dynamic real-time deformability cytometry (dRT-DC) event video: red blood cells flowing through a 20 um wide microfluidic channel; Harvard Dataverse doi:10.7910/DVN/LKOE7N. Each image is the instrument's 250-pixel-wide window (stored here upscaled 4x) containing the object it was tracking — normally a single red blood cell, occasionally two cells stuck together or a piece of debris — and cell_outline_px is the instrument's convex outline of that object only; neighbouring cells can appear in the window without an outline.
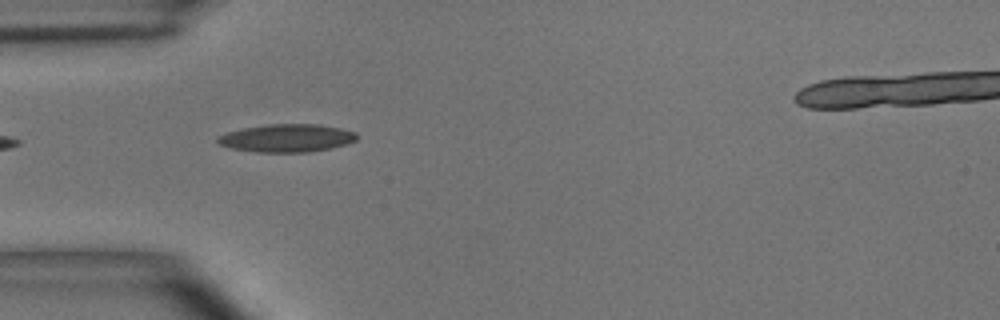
{"species": "common noctule bat (a hibernating species)", "species_latin": "Nyctalus noctula", "temperature_condition": "room temperature", "stored_images_in_passage": 5, "camera_frame_rate_fps": 3000, "um_per_image_px": 0.085, "animal": {"sex": "male", "body_mass_g": 15.6}, "frame": {"image": 1, "passage_image": 4, "time_ms": 3.667, "image_size_px": [1000, 320], "cell_outline_px": [[360, 136], [356, 140], [348, 144], [332, 148], [308, 152], [256, 152], [232, 148], [220, 144], [216, 140], [216, 136], [228, 132], [244, 128], [268, 124], [320, 124], [340, 128], [356, 132]], "centroid_in_image_um": [24.43, 11.73], "position_along_channel_um": 60.6, "area_um2": 22.77}}
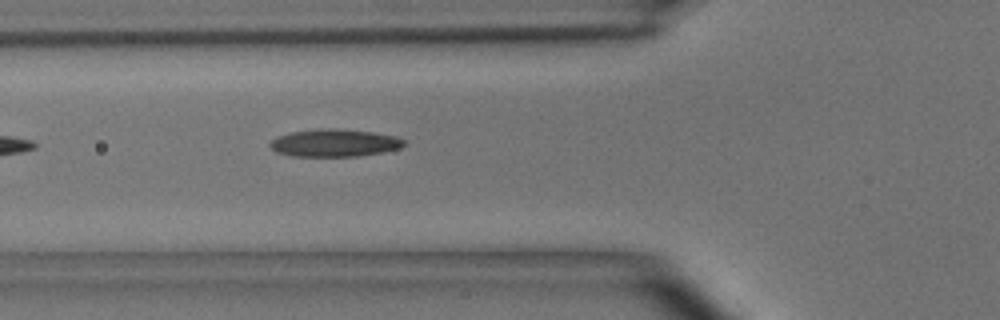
{"frame": {"image": 2, "passage_image": 5, "time_ms": 4.667, "image_size_px": [1000, 320], "cell_outline_px": [[404, 144], [400, 148], [360, 156], [292, 156], [276, 152], [268, 144], [276, 136], [292, 132], [320, 128], [336, 128], [372, 132], [396, 136], [404, 140]], "centroid_in_image_um": [28.4, 12.14], "position_along_channel_um": 97.4, "area_um2": 21.44}}